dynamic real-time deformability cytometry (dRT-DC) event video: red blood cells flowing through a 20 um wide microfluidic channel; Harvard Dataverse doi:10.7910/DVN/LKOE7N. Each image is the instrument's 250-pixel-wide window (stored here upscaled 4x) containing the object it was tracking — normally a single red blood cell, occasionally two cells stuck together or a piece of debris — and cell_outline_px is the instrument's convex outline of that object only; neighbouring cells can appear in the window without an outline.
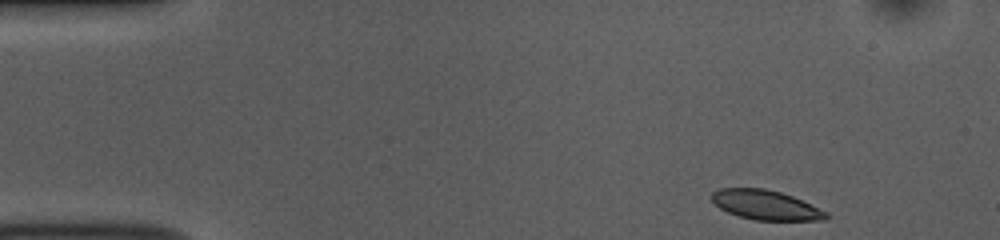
{"species": "common noctule bat (a hibernating species)", "species_latin": "Nyctalus noctula", "temperature_condition": "room temperature", "stored_images_in_passage": 47, "camera_frame_rate_fps": 3000, "um_per_image_px": 0.085, "animal": {"sex": "female", "body_mass_g": 10.0, "forearm_length_mm": 53.1}, "frame": {"image": 1, "passage_image": 1, "time_ms": 0.0, "image_size_px": [1000, 240], "cell_outline_px": [[828, 216], [824, 220], [752, 220], [728, 212], [720, 208], [708, 196], [712, 192], [720, 188], [764, 188], [780, 192], [792, 196], [828, 212]], "centroid_in_image_um": [65.05, 17.42], "position_along_channel_um": 19.9, "area_um2": 19.65}}
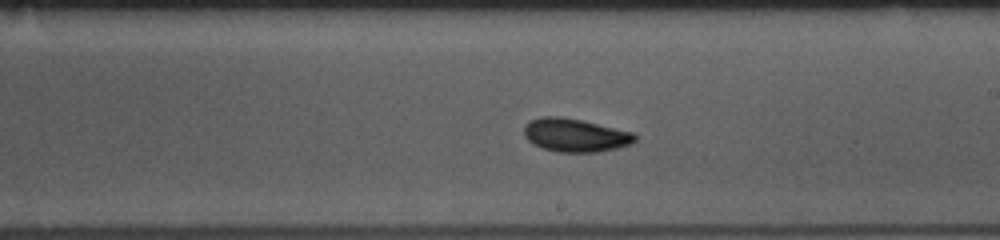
{"frame": {"image": 2, "passage_image": 25, "time_ms": 8.0, "image_size_px": [1000, 240], "cell_outline_px": [[636, 140], [632, 144], [616, 148], [596, 152], [556, 152], [532, 144], [524, 136], [524, 124], [528, 120], [540, 116], [560, 116], [580, 120], [632, 132], [636, 136]], "centroid_in_image_um": [48.84, 11.48], "position_along_channel_um": 240.2, "area_um2": 21.56}}
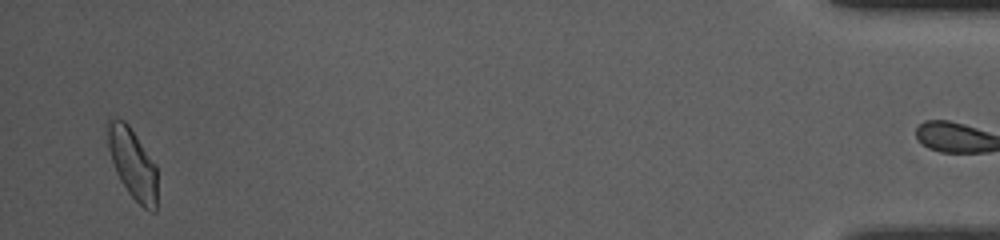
{"frame": {"image": 3, "passage_image": 46, "time_ms": 15.0, "image_size_px": [1000, 240], "cell_outline_px": [[156, 212], [152, 212], [144, 208], [128, 192], [120, 180], [116, 172], [108, 148], [108, 116], [124, 120], [128, 124], [156, 164]], "centroid_in_image_um": [11.27, 13.89], "position_along_channel_um": 423.9, "area_um2": 20.17}, "authors_computed_cell_mechanics": {"area_um2": 20.2878, "velocity_mm_per_s": 3.8034, "shape_relaxation_time_tau1_ms": 4.6844, "shape_relaxation_time_tau2_ms": 3.8822, "deformation_change_tau1": 0.123, "deformation_change_tau2": 0.0762}}